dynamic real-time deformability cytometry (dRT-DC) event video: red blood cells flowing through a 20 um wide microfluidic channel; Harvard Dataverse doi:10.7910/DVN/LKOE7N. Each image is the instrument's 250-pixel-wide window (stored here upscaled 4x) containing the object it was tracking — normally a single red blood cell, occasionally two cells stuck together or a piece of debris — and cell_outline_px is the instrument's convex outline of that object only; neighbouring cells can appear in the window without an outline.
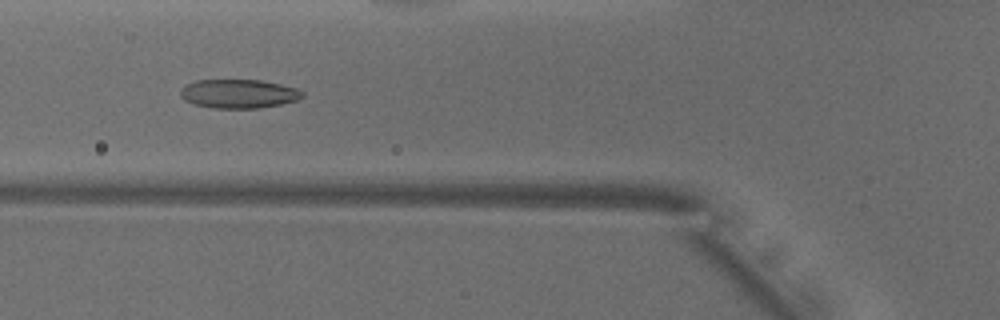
{"species": "common noctule bat (a hibernating species)", "species_latin": "Nyctalus noctula", "temperature_condition": "warm", "stored_images_in_passage": 44, "camera_frame_rate_fps": 3000, "um_per_image_px": 0.085, "animal": {"sex": "male", "body_mass_g": 18.8}, "frame": {"image": 1, "passage_image": 17, "time_ms": 5.333, "image_size_px": [1000, 320], "cell_outline_px": [[304, 96], [300, 100], [260, 108], [212, 108], [196, 104], [184, 100], [180, 96], [180, 88], [196, 80], [260, 80], [280, 84], [296, 88], [304, 92]], "centroid_in_image_um": [20.31, 7.97], "position_along_channel_um": 105.5, "area_um2": 20.58}}
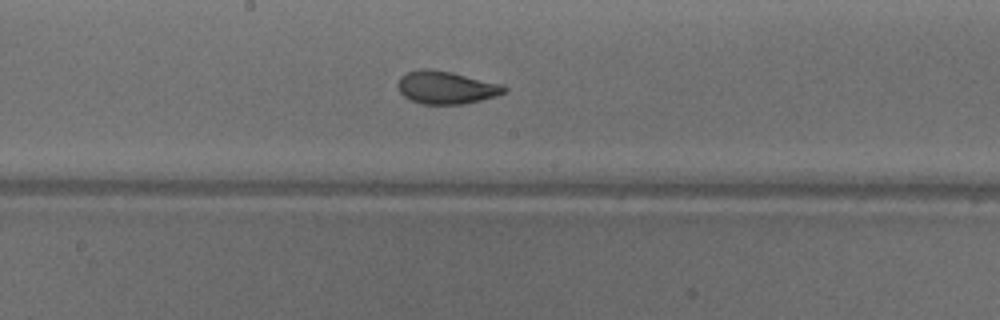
{"frame": {"image": 2, "passage_image": 25, "time_ms": 8.0, "image_size_px": [1000, 320], "cell_outline_px": [[508, 88], [504, 92], [496, 96], [464, 104], [420, 104], [404, 96], [400, 92], [396, 84], [400, 76], [408, 72], [420, 68], [428, 68], [452, 72], [500, 84]], "centroid_in_image_um": [37.87, 7.43], "position_along_channel_um": 210.3, "area_um2": 20.29}}
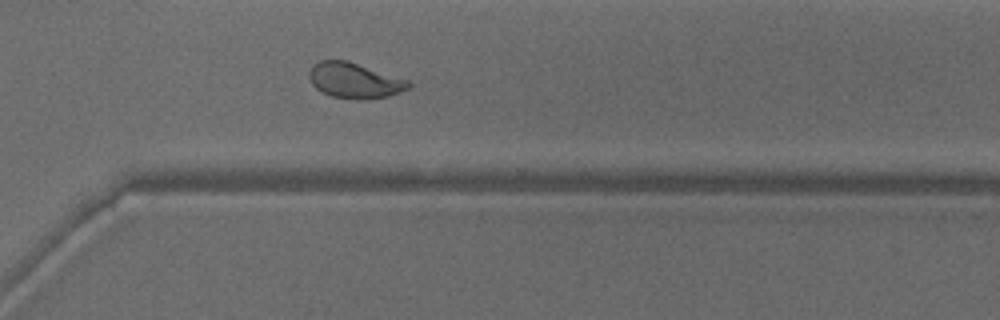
{"frame": {"image": 3, "passage_image": 35, "time_ms": 11.333, "image_size_px": [1000, 320], "cell_outline_px": [[412, 84], [408, 88], [388, 96], [332, 96], [316, 88], [312, 84], [308, 76], [308, 72], [320, 60], [348, 60], [408, 80]], "centroid_in_image_um": [30.11, 6.77], "position_along_channel_um": 340.5, "area_um2": 19.48}, "authors_computed_cell_mechanics": {"area_um2": 20.3167, "velocity_mm_per_s": 3.9142, "shape_relaxation_time_tau1_ms": 5.2926, "shape_relaxation_time_tau2_ms": 1.1023, "deformation_change_tau1": 0.172, "deformation_change_tau2": 0.0676}}